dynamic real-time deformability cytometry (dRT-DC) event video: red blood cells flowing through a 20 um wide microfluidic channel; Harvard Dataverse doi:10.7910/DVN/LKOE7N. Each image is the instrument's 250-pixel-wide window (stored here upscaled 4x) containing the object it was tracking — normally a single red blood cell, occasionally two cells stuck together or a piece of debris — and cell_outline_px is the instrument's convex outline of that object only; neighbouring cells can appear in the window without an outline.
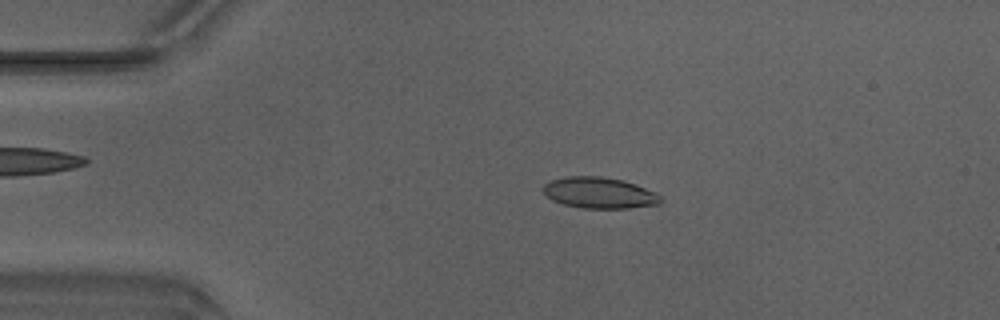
{"species": "Egyptian fruit bat (a non-hibernating species)", "species_latin": "Rousettus aegyptiacus", "temperature_condition": "warm", "stored_images_in_passage": 42, "camera_frame_rate_fps": 3000, "um_per_image_px": 0.085, "animal": {"sex": "male"}, "frame": {"image": 1, "passage_image": 3, "time_ms": 0.667, "image_size_px": [1000, 320], "cell_outline_px": [[660, 204], [628, 208], [580, 208], [564, 204], [552, 200], [544, 192], [544, 184], [552, 180], [568, 176], [600, 176], [624, 180], [636, 184], [656, 192], [660, 196]], "centroid_in_image_um": [50.96, 16.39], "position_along_channel_um": 34.0, "area_um2": 21.21}}
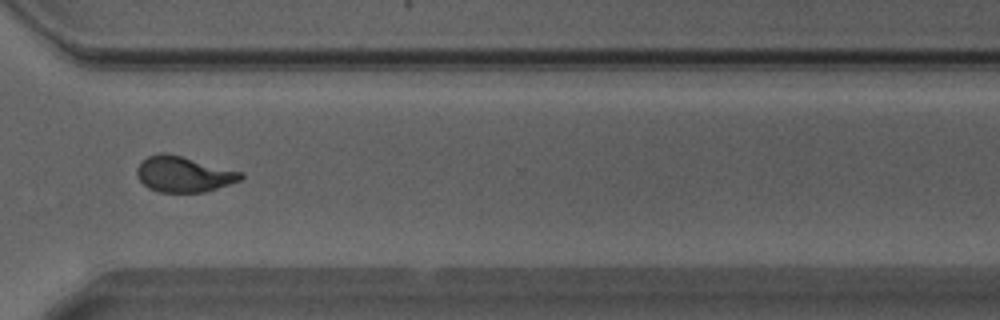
{"frame": {"image": 2, "passage_image": 29, "time_ms": 9.333, "image_size_px": [1000, 320], "cell_outline_px": [[244, 176], [240, 180], [204, 192], [160, 192], [148, 188], [136, 176], [136, 168], [148, 156], [160, 152], [164, 152], [244, 172]], "centroid_in_image_um": [15.59, 14.81], "position_along_channel_um": 355.0, "area_um2": 21.39}}
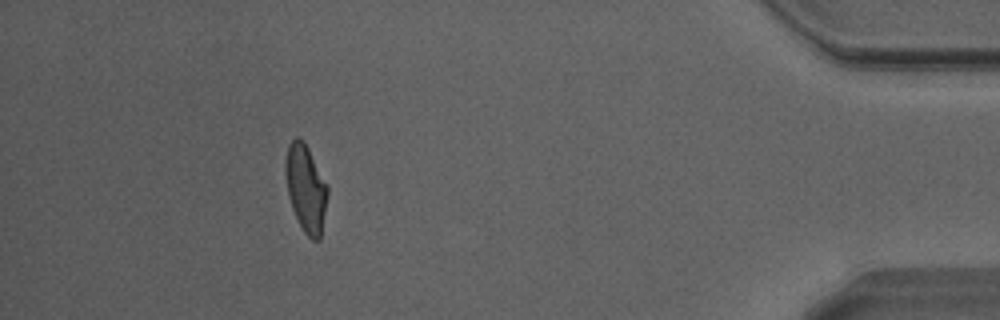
{"frame": {"image": 3, "passage_image": 37, "time_ms": 12.0, "image_size_px": [1000, 320], "cell_outline_px": [[328, 192], [320, 240], [312, 240], [304, 232], [292, 208], [288, 196], [284, 172], [284, 168], [288, 144], [296, 136], [300, 136], [304, 140], [328, 184]], "centroid_in_image_um": [25.99, 15.95], "position_along_channel_um": 409.2, "area_um2": 21.62}, "authors_computed_cell_mechanics": {"area_um2": 21.4438, "velocity_mm_per_s": 4.204, "shape_relaxation_time_tau1_ms": 4.0, "shape_relaxation_time_tau2_ms": 1.0268, "deformation_change_tau1": 0.1705, "deformation_change_tau2": 0.0876}}